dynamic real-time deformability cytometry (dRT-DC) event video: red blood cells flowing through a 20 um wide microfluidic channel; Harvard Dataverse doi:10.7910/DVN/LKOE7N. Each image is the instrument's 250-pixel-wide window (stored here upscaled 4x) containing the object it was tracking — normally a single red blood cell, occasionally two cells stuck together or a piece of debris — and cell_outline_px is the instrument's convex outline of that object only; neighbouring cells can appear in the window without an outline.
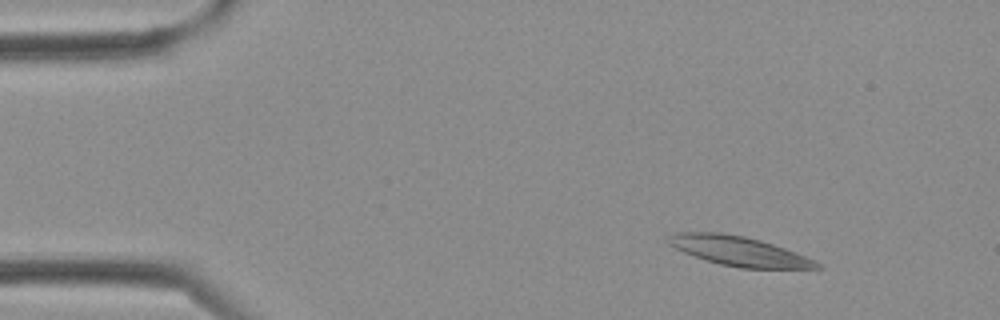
{"species": "Egyptian fruit bat (a non-hibernating species)", "species_latin": "Rousettus aegyptiacus", "temperature_condition": "cold", "stored_images_in_passage": 2, "camera_frame_rate_fps": 3000, "um_per_image_px": 0.085, "frame": {"image": 1, "passage_image": 1, "time_ms": 0.0, "image_size_px": [1000, 320], "cell_outline_px": [[824, 268], [740, 268], [720, 264], [704, 260], [684, 252], [668, 244], [664, 240], [668, 236], [676, 232], [720, 232], [744, 236], [760, 240], [784, 248], [816, 260]], "centroid_in_image_um": [62.77, 21.33], "position_along_channel_um": 22.2, "area_um2": 25.49}}